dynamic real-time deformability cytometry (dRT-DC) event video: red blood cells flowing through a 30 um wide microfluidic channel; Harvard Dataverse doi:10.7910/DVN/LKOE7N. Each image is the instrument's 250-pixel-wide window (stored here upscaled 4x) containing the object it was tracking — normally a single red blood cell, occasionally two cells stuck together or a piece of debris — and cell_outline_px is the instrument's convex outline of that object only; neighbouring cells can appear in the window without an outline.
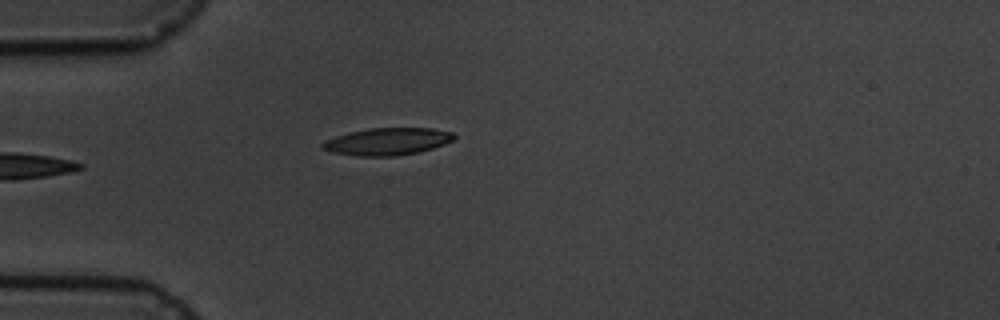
{"species": "common noctule bat (a hibernating species)", "species_latin": "Nyctalus noctula", "temperature_condition": "cold", "stored_images_in_passage": 3, "camera_frame_rate_fps": 3000, "um_per_image_px": 0.085, "animal": {"sex": "male", "body_mass_g": 19.5, "forearm_length_mm": 54.6}, "frame": {"image": 1, "passage_image": 3, "time_ms": 3.333, "image_size_px": [1000, 320], "cell_outline_px": [[456, 136], [452, 140], [444, 144], [432, 148], [416, 152], [396, 156], [360, 156], [332, 152], [320, 148], [320, 144], [324, 140], [348, 132], [368, 128], [432, 128], [452, 132]], "centroid_in_image_um": [32.88, 12.02], "position_along_channel_um": 52.1, "area_um2": 20.87}}